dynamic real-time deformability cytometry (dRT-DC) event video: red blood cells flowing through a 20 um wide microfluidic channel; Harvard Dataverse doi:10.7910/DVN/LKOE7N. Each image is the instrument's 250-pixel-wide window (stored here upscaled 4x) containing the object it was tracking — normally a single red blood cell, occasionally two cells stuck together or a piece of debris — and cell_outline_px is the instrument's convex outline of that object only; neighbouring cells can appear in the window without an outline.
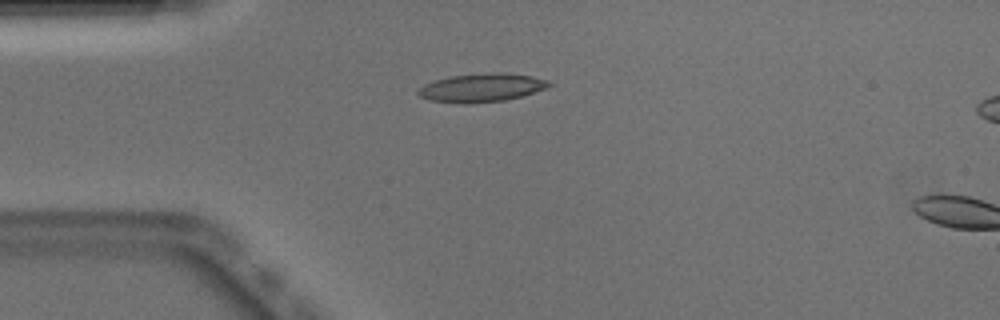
{"species": "Egyptian fruit bat (a non-hibernating species)", "species_latin": "Rousettus aegyptiacus", "temperature_condition": "warm", "stored_images_in_passage": 3, "camera_frame_rate_fps": 3000, "um_per_image_px": 0.085, "animal": {"sex": "male"}, "frame": {"image": 1, "passage_image": 1, "time_ms": 0.0, "image_size_px": [1000, 320], "cell_outline_px": [[552, 84], [544, 88], [520, 96], [504, 100], [468, 104], [464, 104], [428, 100], [420, 96], [416, 92], [424, 84], [436, 80], [452, 76], [492, 72], [500, 72], [532, 76], [548, 80]], "centroid_in_image_um": [40.9, 7.45], "position_along_channel_um": 44.1, "area_um2": 21.44}}